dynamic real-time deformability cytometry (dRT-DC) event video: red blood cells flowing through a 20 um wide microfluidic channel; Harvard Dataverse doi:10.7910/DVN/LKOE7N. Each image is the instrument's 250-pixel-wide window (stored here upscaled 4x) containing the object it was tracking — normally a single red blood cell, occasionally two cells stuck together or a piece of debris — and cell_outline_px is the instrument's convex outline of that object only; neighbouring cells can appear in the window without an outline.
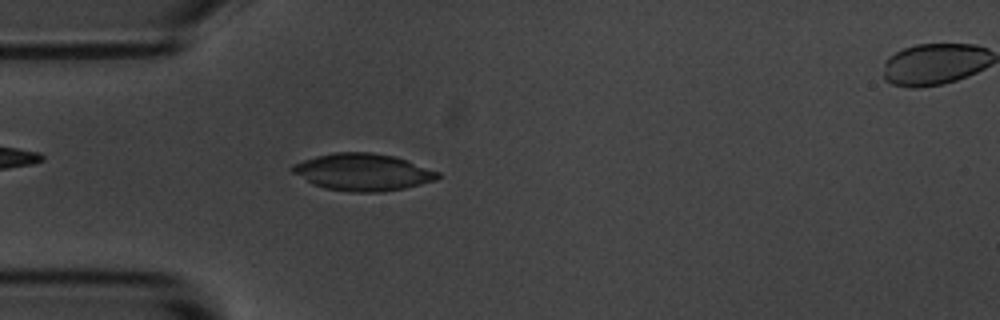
{"species": "common noctule bat (a hibernating species)", "species_latin": "Nyctalus noctula", "temperature_condition": "room temperature", "stored_images_in_passage": 5, "segment_of_instrument_passage": [1, 2], "camera_frame_rate_fps": 3000, "um_per_image_px": 0.085, "animal": {"sex": "male", "body_mass_g": 20.1, "forearm_length_mm": 53.5}, "frame": {"image": 1, "passage_image": 4, "time_ms": 3.333, "image_size_px": [1000, 320], "cell_outline_px": [[440, 176], [436, 180], [404, 188], [380, 192], [352, 192], [324, 188], [312, 184], [292, 172], [288, 168], [292, 164], [316, 156], [332, 152], [372, 152], [392, 156], [440, 172]], "centroid_in_image_um": [30.79, 14.63], "position_along_channel_um": 54.2, "area_um2": 31.27}}